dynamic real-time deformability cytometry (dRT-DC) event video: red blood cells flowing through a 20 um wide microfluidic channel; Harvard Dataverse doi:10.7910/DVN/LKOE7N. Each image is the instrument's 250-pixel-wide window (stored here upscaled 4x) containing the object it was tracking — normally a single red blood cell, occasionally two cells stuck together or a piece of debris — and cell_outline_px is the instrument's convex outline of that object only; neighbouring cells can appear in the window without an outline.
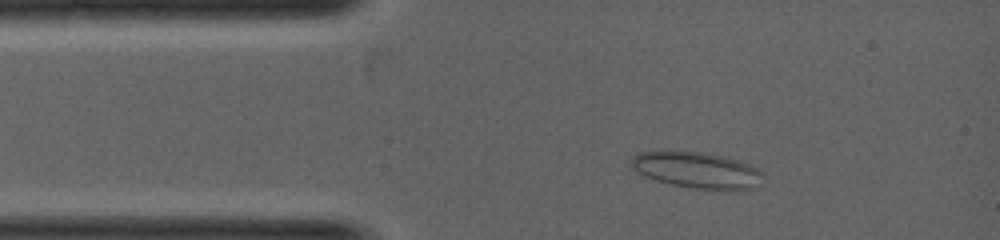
{"species": "common noctule bat (a hibernating species)", "species_latin": "Nyctalus noctula", "temperature_condition": "warm", "stored_images_in_passage": 18, "camera_frame_rate_fps": 5000, "um_per_image_px": 0.085, "animal": {"sex": "female", "body_mass_g": 19.0, "forearm_length_mm": 53.3}, "frame": {"image": 1, "passage_image": 3, "time_ms": 0.8, "image_size_px": [1000, 240], "cell_outline_px": [[764, 176], [756, 188], [736, 192], [692, 188], [652, 180], [636, 172], [632, 168], [632, 156], [636, 152], [656, 148], [668, 148], [704, 152], [740, 160], [756, 168]], "centroid_in_image_um": [59.18, 14.43], "position_along_channel_um": 25.8, "area_um2": 29.36}}
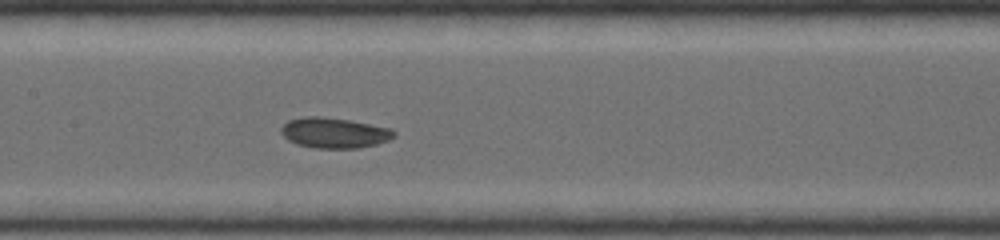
{"frame": {"image": 2, "passage_image": 10, "time_ms": 3.0, "image_size_px": [1000, 240], "cell_outline_px": [[396, 136], [388, 140], [376, 144], [356, 148], [316, 148], [296, 144], [288, 140], [280, 132], [280, 128], [288, 120], [304, 116], [324, 116], [348, 120], [392, 128], [396, 132]], "centroid_in_image_um": [28.4, 11.28], "position_along_channel_um": 179.0, "area_um2": 20.11}}
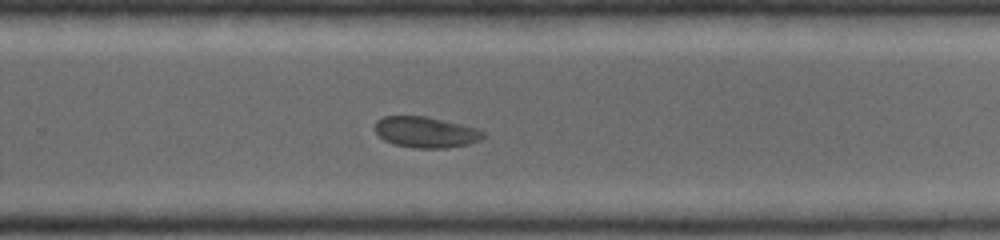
{"frame": {"image": 3, "passage_image": 18, "time_ms": 4.4, "image_size_px": [1000, 240], "cell_outline_px": [[484, 136], [480, 140], [468, 144], [448, 148], [416, 148], [392, 144], [384, 140], [376, 132], [376, 120], [384, 116], [428, 116], [476, 128], [484, 132]], "centroid_in_image_um": [36.18, 11.24], "position_along_channel_um": 293.6, "area_um2": 19.48}}